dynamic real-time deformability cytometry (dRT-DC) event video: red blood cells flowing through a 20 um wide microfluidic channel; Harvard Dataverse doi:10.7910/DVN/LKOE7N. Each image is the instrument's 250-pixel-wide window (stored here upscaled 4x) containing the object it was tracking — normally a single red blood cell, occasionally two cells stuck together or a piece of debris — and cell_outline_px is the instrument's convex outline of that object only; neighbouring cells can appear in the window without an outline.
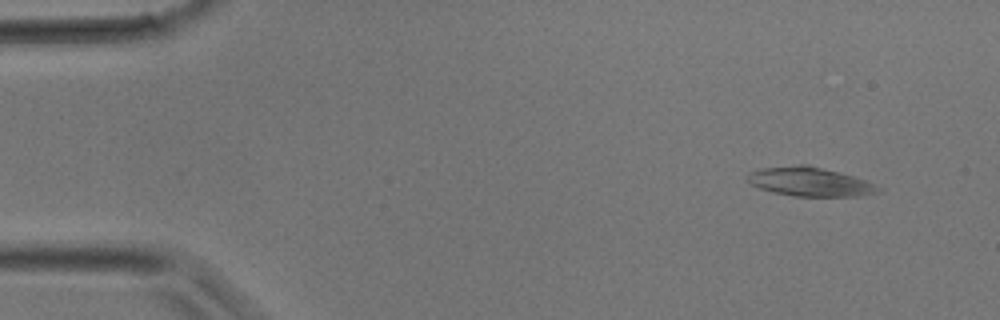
{"species": "common noctule bat (a hibernating species)", "species_latin": "Nyctalus noctula", "temperature_condition": "room temperature", "stored_images_in_passage": 34, "camera_frame_rate_fps": 3000, "um_per_image_px": 0.085, "animal": {"sex": "male", "body_mass_g": 17.9}, "frame": {"image": 1, "passage_image": 2, "time_ms": 0.333, "image_size_px": [1000, 320], "cell_outline_px": [[884, 188], [880, 192], [860, 196], [792, 196], [772, 192], [760, 188], [752, 184], [748, 180], [748, 176], [752, 172], [760, 168], [796, 164], [808, 164], [852, 176], [864, 180]], "centroid_in_image_um": [68.87, 15.45], "position_along_channel_um": 16.1, "area_um2": 22.02}}
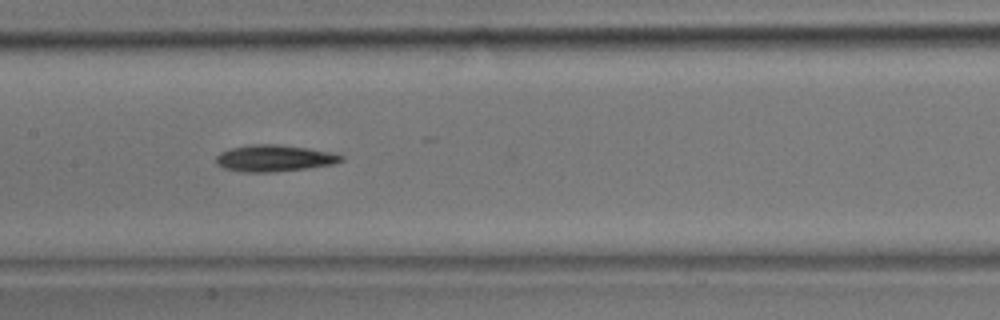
{"frame": {"image": 2, "passage_image": 16, "time_ms": 5.0, "image_size_px": [1000, 320], "cell_outline_px": [[344, 160], [332, 164], [304, 168], [272, 172], [244, 172], [224, 168], [216, 164], [216, 156], [220, 152], [232, 148], [252, 144], [276, 144], [308, 148], [332, 152], [344, 156]], "centroid_in_image_um": [23.3, 13.44], "position_along_channel_um": 184.1, "area_um2": 19.25}}
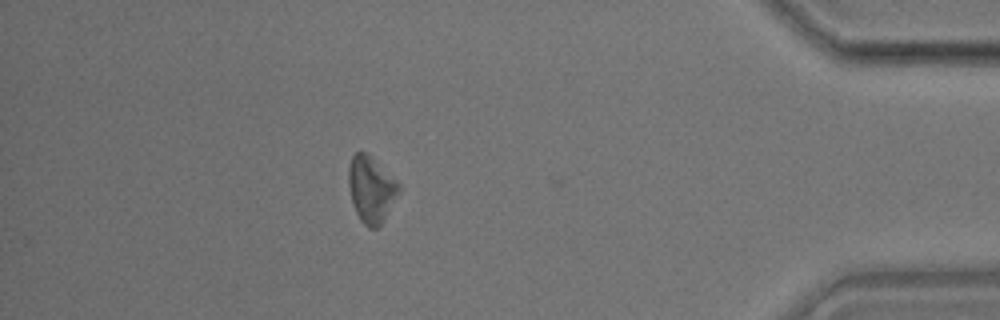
{"frame": {"image": 3, "passage_image": 30, "time_ms": 9.667, "image_size_px": [1000, 320], "cell_outline_px": [[400, 188], [384, 220], [376, 228], [368, 228], [360, 220], [352, 204], [348, 184], [348, 168], [352, 156], [356, 152], [368, 152], [400, 184]], "centroid_in_image_um": [31.52, 16.07], "position_along_channel_um": 403.7, "area_um2": 19.36}}